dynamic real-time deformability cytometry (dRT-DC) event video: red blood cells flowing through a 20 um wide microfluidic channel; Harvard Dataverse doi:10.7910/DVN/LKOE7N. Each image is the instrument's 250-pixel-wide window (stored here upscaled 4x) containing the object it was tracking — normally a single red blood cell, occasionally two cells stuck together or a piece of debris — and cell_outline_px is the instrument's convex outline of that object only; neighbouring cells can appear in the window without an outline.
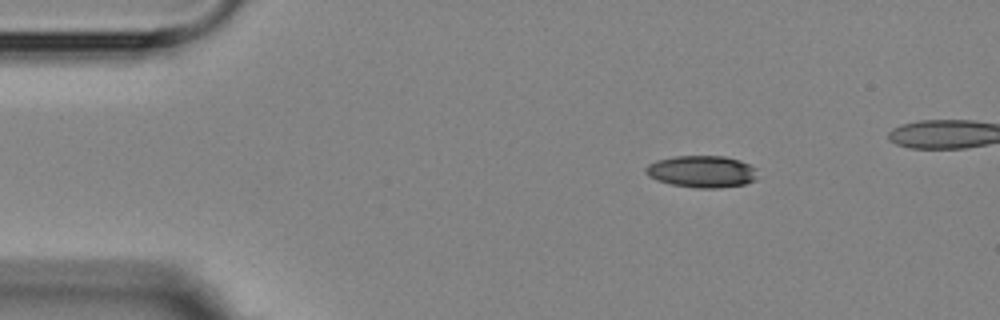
{"species": "Egyptian fruit bat (a non-hibernating species)", "species_latin": "Rousettus aegyptiacus", "temperature_condition": "room temperature", "stored_images_in_passage": 4, "camera_frame_rate_fps": 3000, "um_per_image_px": 0.085, "animal": {"sex": "female"}, "frame": {"image": 1, "passage_image": 2, "time_ms": 1.333, "image_size_px": [1000, 320], "cell_outline_px": [[756, 180], [744, 184], [720, 188], [696, 188], [672, 184], [656, 180], [648, 176], [644, 172], [644, 168], [648, 164], [656, 160], [676, 156], [724, 156], [740, 160], [756, 168]], "centroid_in_image_um": [59.63, 14.58], "position_along_channel_um": 25.4, "area_um2": 20.92}}